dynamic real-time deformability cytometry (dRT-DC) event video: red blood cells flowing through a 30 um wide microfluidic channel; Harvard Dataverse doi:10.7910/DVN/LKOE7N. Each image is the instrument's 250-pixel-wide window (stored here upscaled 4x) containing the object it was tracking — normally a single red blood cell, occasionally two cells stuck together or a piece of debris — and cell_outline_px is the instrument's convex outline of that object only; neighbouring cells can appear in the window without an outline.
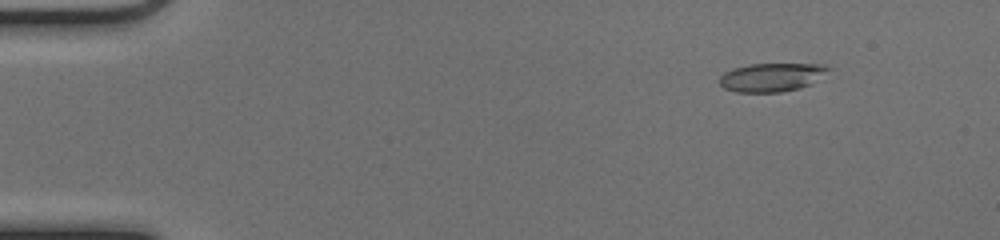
{"species": "common noctule bat (a hibernating species)", "species_latin": "Nyctalus noctula", "temperature_condition": "cold", "stored_images_in_passage": 53, "camera_frame_rate_fps": 3000, "um_per_image_px": 0.085, "animal": {"sex": "female", "body_mass_g": 17.0, "forearm_length_mm": 48.0}, "frame": {"image": 1, "passage_image": 7, "time_ms": 2.0, "image_size_px": [1000, 240], "cell_outline_px": [[832, 68], [812, 84], [800, 88], [780, 92], [736, 92], [724, 88], [720, 84], [720, 76], [724, 72], [732, 68], [748, 64], [824, 64]], "centroid_in_image_um": [65.59, 6.56], "position_along_channel_um": 19.4, "area_um2": 18.21}}
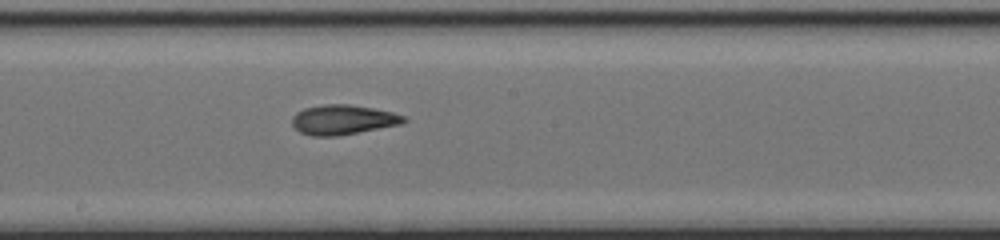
{"frame": {"image": 2, "passage_image": 30, "time_ms": 9.667, "image_size_px": [1000, 240], "cell_outline_px": [[408, 120], [400, 124], [336, 136], [312, 136], [300, 132], [292, 124], [292, 116], [296, 112], [304, 108], [324, 104], [348, 104], [372, 108], [392, 112], [404, 116]], "centroid_in_image_um": [29.12, 10.17], "position_along_channel_um": 219.1, "area_um2": 19.19}}
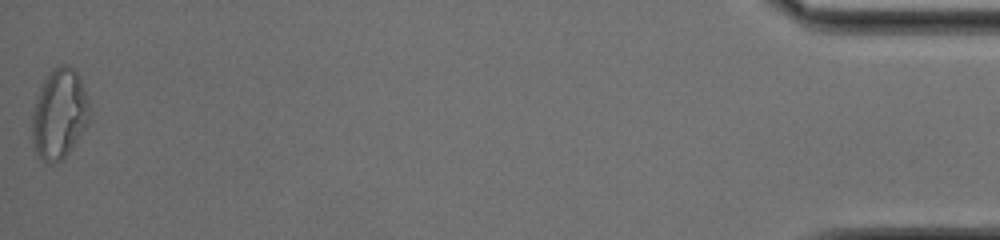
{"frame": {"image": 3, "passage_image": 53, "time_ms": 17.333, "image_size_px": [1000, 240], "cell_outline_px": [[88, 124], [68, 152], [60, 160], [44, 160], [36, 152], [32, 140], [32, 112], [36, 96], [40, 84], [48, 72], [52, 68], [64, 64], [72, 68], [76, 72], [84, 88], [88, 100]], "centroid_in_image_um": [5.01, 9.62], "position_along_channel_um": 430.2, "area_um2": 29.65}, "authors_computed_cell_mechanics": {"area_um2": 19.2474, "velocity_mm_per_s": 4.0051, "shape_relaxation_time_tau1_ms": null, "shape_relaxation_time_tau2_ms": 3.4153, "deformation_change_tau1": null, "deformation_change_tau2": 0.1131}}